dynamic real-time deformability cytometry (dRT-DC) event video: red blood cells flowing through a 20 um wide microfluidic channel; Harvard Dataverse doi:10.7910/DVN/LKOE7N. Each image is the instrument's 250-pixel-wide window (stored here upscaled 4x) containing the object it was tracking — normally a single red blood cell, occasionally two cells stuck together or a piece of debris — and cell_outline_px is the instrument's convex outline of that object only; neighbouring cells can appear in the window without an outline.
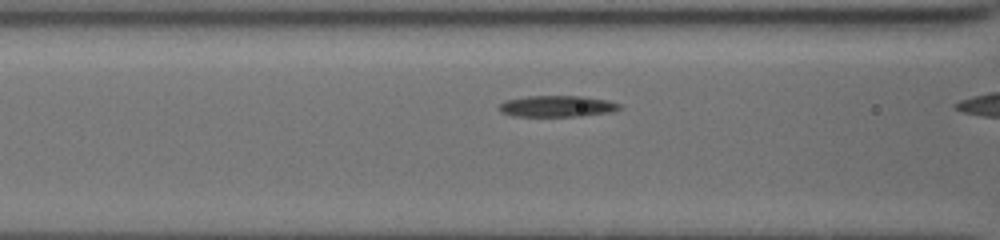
{"species": "common noctule bat (a hibernating species)", "species_latin": "Nyctalus noctula", "temperature_condition": "cold", "stored_images_in_passage": 28, "camera_frame_rate_fps": 3000, "um_per_image_px": 0.085, "animal": {"sex": "female", "body_mass_g": 19.5, "forearm_length_mm": 54.1}, "frame": {"image": 1, "passage_image": 7, "time_ms": 2.0, "image_size_px": [1000, 240], "cell_outline_px": [[624, 108], [612, 112], [580, 116], [512, 116], [500, 112], [500, 104], [504, 100], [528, 96], [584, 96], [608, 100], [620, 104]], "centroid_in_image_um": [47.39, 9.03], "position_along_channel_um": 119.2, "area_um2": 15.09}}
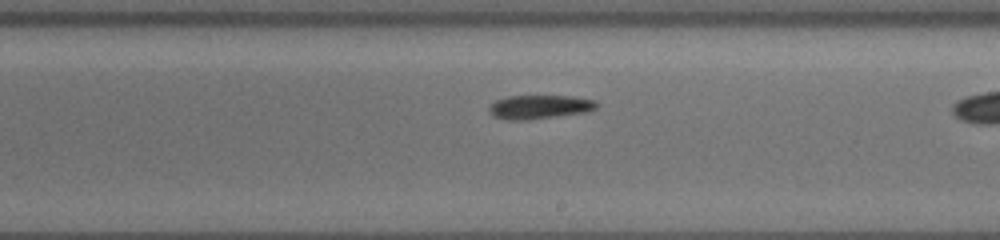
{"frame": {"image": 2, "passage_image": 17, "time_ms": 5.333, "image_size_px": [1000, 240], "cell_outline_px": [[600, 104], [596, 108], [588, 112], [524, 120], [504, 120], [492, 116], [488, 112], [488, 108], [496, 100], [508, 96], [572, 96], [596, 100]], "centroid_in_image_um": [45.86, 9.09], "position_along_channel_um": 243.1, "area_um2": 15.09}}
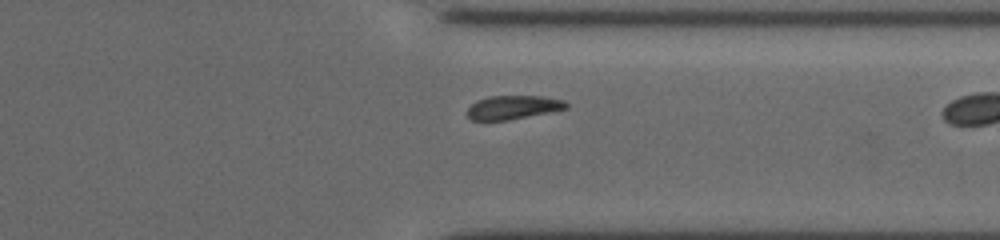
{"frame": {"image": 3, "passage_image": 27, "time_ms": 8.667, "image_size_px": [1000, 240], "cell_outline_px": [[568, 108], [508, 120], [472, 120], [468, 116], [468, 108], [476, 100], [488, 96], [540, 96], [564, 100], [568, 104]], "centroid_in_image_um": [43.6, 9.11], "position_along_channel_um": 367.8, "area_um2": 13.53}}